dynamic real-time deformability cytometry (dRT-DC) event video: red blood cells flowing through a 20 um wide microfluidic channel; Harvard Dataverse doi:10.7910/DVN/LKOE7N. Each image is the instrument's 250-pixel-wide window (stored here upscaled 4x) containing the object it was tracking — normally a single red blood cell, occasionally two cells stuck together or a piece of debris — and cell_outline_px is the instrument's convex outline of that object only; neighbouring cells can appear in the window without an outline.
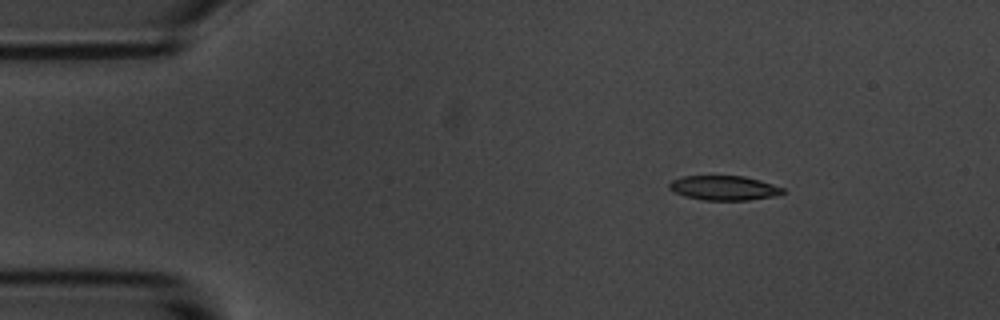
{"species": "common noctule bat (a hibernating species)", "species_latin": "Nyctalus noctula", "temperature_condition": "room temperature", "stored_images_in_passage": 5, "camera_frame_rate_fps": 3000, "um_per_image_px": 0.085, "animal": {"sex": "male", "body_mass_g": 20.1, "forearm_length_mm": 53.5}, "frame": {"image": 1, "passage_image": 3, "time_ms": 2.333, "image_size_px": [1000, 320], "cell_outline_px": [[784, 192], [772, 196], [748, 200], [704, 200], [684, 196], [668, 188], [668, 184], [672, 180], [684, 176], [744, 176], [760, 180], [784, 188]], "centroid_in_image_um": [61.51, 15.97], "position_along_channel_um": 23.5, "area_um2": 16.07}}